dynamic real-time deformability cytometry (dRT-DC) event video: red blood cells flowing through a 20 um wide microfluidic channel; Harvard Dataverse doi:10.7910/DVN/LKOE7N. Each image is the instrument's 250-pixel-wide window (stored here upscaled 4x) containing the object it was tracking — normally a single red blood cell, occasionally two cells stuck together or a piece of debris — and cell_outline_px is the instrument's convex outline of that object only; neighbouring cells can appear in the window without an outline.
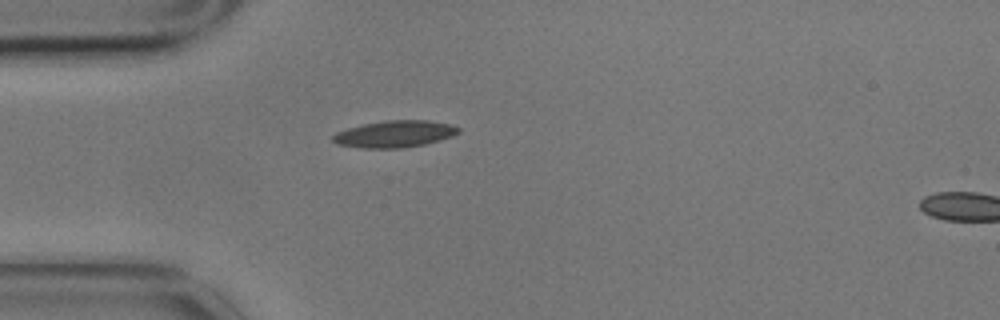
{"species": "common noctule bat (a hibernating species)", "species_latin": "Nyctalus noctula", "temperature_condition": "cold", "stored_images_in_passage": 2, "camera_frame_rate_fps": 3000, "um_per_image_px": 0.085, "animal": {"sex": "male", "body_mass_g": 17.9}, "frame": {"image": 1, "passage_image": 1, "time_ms": 0.0, "image_size_px": [1000, 320], "cell_outline_px": [[460, 132], [452, 136], [440, 140], [424, 144], [400, 148], [364, 148], [336, 144], [332, 140], [332, 136], [336, 132], [348, 128], [364, 124], [384, 120], [428, 120], [452, 124], [460, 128]], "centroid_in_image_um": [33.56, 11.38], "position_along_channel_um": 51.4, "area_um2": 19.65}}